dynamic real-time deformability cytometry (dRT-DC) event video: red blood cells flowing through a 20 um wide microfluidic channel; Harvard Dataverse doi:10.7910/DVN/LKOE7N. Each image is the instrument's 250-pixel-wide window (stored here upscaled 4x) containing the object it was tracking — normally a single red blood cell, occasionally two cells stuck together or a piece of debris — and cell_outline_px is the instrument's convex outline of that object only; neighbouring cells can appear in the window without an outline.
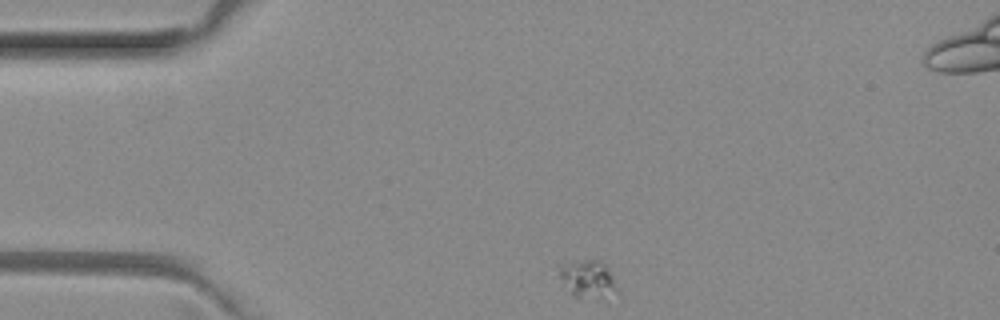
{"species": "common noctule bat (a hibernating species)", "species_latin": "Nyctalus noctula", "temperature_condition": "room temperature", "stored_images_in_passage": 2, "camera_frame_rate_fps": 3000, "um_per_image_px": 0.085, "animal": {"sex": "female", "body_mass_g": 29.2, "forearm_length_mm": 56.3}, "frame": {"image": 1, "passage_image": 1, "time_ms": 0.0, "image_size_px": [1000, 320], "cell_outline_px": [[616, 288], [580, 296], [572, 296], [556, 276], [556, 264], [580, 260], [600, 260], [608, 268]], "centroid_in_image_um": [49.7, 23.55], "position_along_channel_um": 35.3, "area_um2": 11.79}}